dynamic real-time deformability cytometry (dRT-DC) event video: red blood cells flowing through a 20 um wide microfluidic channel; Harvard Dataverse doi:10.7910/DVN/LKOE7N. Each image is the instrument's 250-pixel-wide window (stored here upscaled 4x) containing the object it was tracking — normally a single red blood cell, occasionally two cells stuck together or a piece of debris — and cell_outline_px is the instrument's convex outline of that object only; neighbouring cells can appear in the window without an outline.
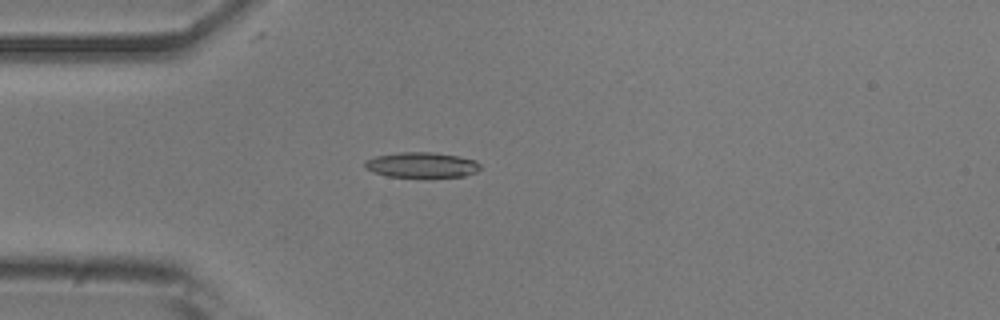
{"species": "common noctule bat (a hibernating species)", "species_latin": "Nyctalus noctula", "temperature_condition": "room temperature", "stored_images_in_passage": 5, "camera_frame_rate_fps": 3000, "um_per_image_px": 0.085, "animal": {"sex": "male", "body_mass_g": 20.5, "forearm_length_mm": 52.5}, "frame": {"image": 1, "passage_image": 4, "time_ms": 1.0, "image_size_px": [1000, 320], "cell_outline_px": [[480, 168], [476, 172], [464, 176], [388, 176], [372, 172], [364, 168], [364, 160], [376, 156], [400, 152], [432, 152], [460, 156], [476, 160], [480, 164]], "centroid_in_image_um": [35.82, 14.0], "position_along_channel_um": 49.2, "area_um2": 16.94}}